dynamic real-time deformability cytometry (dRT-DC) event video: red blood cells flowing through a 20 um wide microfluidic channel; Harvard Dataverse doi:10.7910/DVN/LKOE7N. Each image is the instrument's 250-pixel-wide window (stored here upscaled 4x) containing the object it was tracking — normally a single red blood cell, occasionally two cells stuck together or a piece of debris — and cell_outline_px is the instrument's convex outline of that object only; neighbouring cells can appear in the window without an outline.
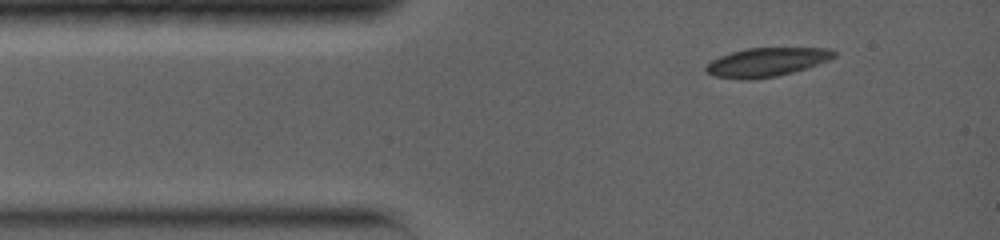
{"species": "common noctule bat (a hibernating species)", "species_latin": "Nyctalus noctula", "temperature_condition": "warm", "stored_images_in_passage": 9, "camera_frame_rate_fps": 5000, "um_per_image_px": 0.085, "animal": {"sex": "female", "body_mass_g": 19.0, "forearm_length_mm": 56.7}, "frame": {"image": 1, "passage_image": 2, "time_ms": 0.8, "image_size_px": [1000, 240], "cell_outline_px": [[836, 56], [828, 60], [792, 72], [776, 76], [748, 80], [712, 76], [704, 72], [704, 68], [712, 60], [720, 56], [732, 52], [748, 48], [828, 48], [836, 52]], "centroid_in_image_um": [65.11, 5.28], "position_along_channel_um": 19.9, "area_um2": 21.27}}
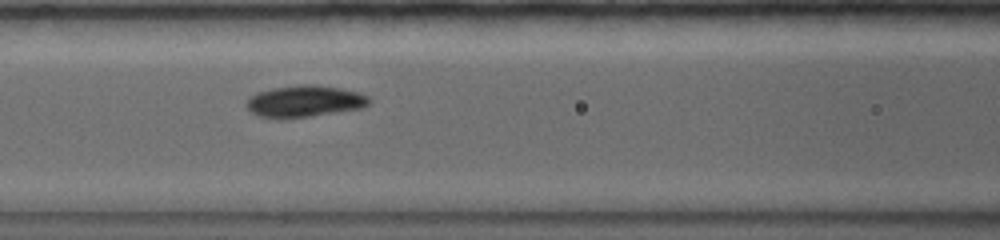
{"frame": {"image": 2, "passage_image": 6, "time_ms": 4.8, "image_size_px": [1000, 240], "cell_outline_px": [[372, 100], [364, 108], [284, 120], [280, 120], [256, 116], [248, 108], [248, 100], [256, 92], [272, 88], [300, 84], [312, 84], [340, 88], [360, 92], [368, 96]], "centroid_in_image_um": [25.9, 8.62], "position_along_channel_um": 140.7, "area_um2": 23.0}}
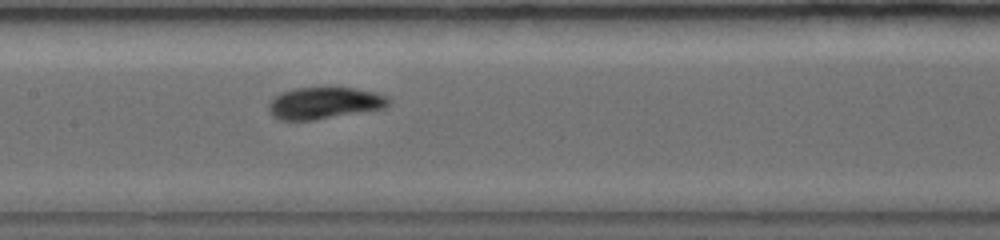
{"frame": {"image": 3, "passage_image": 7, "time_ms": 5.8, "image_size_px": [1000, 240], "cell_outline_px": [[392, 100], [384, 108], [316, 120], [280, 120], [272, 116], [268, 108], [268, 104], [280, 92], [296, 88], [352, 88], [376, 92], [388, 96]], "centroid_in_image_um": [27.58, 8.76], "position_along_channel_um": 179.8, "area_um2": 22.2}}